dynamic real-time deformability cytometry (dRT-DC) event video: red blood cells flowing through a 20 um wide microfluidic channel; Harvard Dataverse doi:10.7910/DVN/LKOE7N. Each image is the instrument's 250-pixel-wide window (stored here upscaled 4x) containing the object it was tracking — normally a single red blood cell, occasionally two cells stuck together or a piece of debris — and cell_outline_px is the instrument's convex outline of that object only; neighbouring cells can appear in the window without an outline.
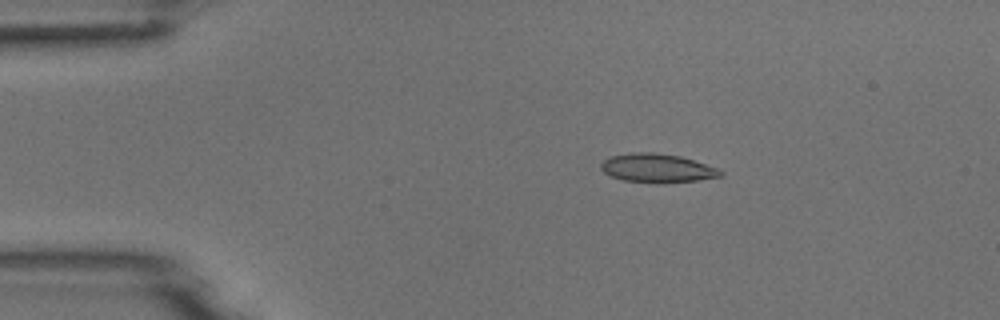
{"species": "common noctule bat (a hibernating species)", "species_latin": "Nyctalus noctula", "temperature_condition": "room temperature", "stored_images_in_passage": 4, "camera_frame_rate_fps": 3000, "um_per_image_px": 0.085, "animal": {"sex": "male", "body_mass_g": 18.8}, "frame": {"image": 1, "passage_image": 3, "time_ms": 0.667, "image_size_px": [1000, 320], "cell_outline_px": [[724, 176], [696, 180], [624, 180], [612, 176], [604, 172], [600, 168], [600, 164], [604, 160], [612, 156], [632, 152], [652, 152], [680, 156], [720, 168], [724, 172]], "centroid_in_image_um": [55.89, 14.24], "position_along_channel_um": 29.1, "area_um2": 19.13}}